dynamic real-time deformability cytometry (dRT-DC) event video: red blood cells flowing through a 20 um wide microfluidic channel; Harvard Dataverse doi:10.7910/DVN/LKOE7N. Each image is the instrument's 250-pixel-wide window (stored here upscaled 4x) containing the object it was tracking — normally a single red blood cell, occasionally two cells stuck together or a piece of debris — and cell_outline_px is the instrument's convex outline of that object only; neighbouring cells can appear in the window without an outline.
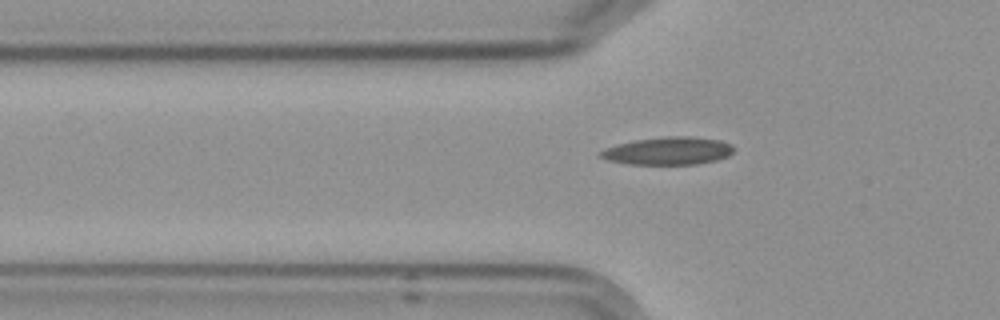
{"species": "Egyptian fruit bat (a non-hibernating species)", "species_latin": "Rousettus aegyptiacus", "temperature_condition": "cold", "stored_images_in_passage": 5, "camera_frame_rate_fps": 3000, "um_per_image_px": 0.085, "frame": {"image": 1, "passage_image": 5, "time_ms": 4.667, "image_size_px": [1000, 320], "cell_outline_px": [[732, 152], [728, 156], [716, 160], [700, 164], [624, 164], [608, 160], [596, 156], [596, 152], [604, 148], [636, 140], [668, 136], [692, 136], [720, 140], [732, 144]], "centroid_in_image_um": [56.75, 12.83], "position_along_channel_um": 69.1, "area_um2": 21.68}}